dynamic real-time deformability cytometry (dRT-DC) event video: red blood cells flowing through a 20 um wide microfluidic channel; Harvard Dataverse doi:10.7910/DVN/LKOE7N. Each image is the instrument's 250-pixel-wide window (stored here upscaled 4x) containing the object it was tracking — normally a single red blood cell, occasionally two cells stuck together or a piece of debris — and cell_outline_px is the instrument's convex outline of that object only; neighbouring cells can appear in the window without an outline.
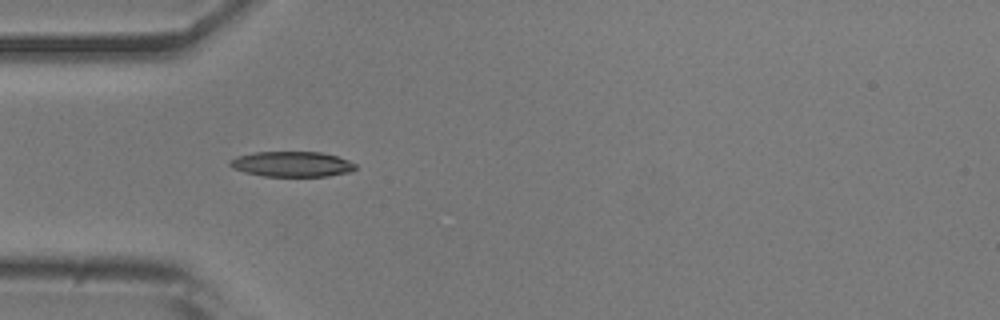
{"species": "common noctule bat (a hibernating species)", "species_latin": "Nyctalus noctula", "temperature_condition": "room temperature", "stored_images_in_passage": 1, "camera_frame_rate_fps": 3000, "um_per_image_px": 0.085, "animal": {"sex": "male", "body_mass_g": 20.5, "forearm_length_mm": 52.5}, "frame": {"image": 1, "passage_image": 1, "time_ms": 0.0, "image_size_px": [1000, 320], "cell_outline_px": [[356, 168], [352, 172], [328, 176], [264, 176], [244, 172], [232, 168], [228, 164], [228, 160], [236, 156], [256, 152], [320, 152], [336, 156], [348, 160], [356, 164]], "centroid_in_image_um": [24.8, 13.95], "position_along_channel_um": 60.2, "area_um2": 18.61}}